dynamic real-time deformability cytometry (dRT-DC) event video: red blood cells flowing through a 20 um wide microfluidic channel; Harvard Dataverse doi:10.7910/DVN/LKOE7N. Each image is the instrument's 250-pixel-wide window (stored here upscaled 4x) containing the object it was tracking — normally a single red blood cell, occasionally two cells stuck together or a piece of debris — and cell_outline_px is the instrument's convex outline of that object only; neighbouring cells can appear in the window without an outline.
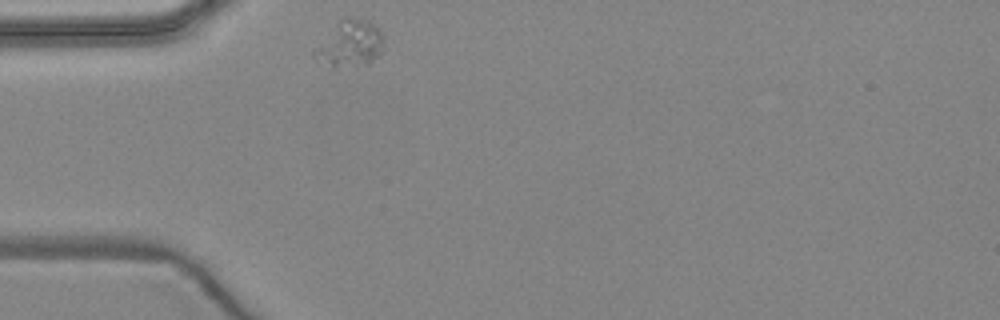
{"species": "common noctule bat (a hibernating species)", "species_latin": "Nyctalus noctula", "temperature_condition": "warm", "stored_images_in_passage": 1, "camera_frame_rate_fps": 3000, "um_per_image_px": 0.085, "animal": {"sex": "female", "body_mass_g": 24.6, "forearm_length_mm": 56.2}, "frame": {"image": 1, "passage_image": 1, "time_ms": 0.0, "image_size_px": [1000, 320], "cell_outline_px": [[384, 48], [380, 56], [368, 64], [332, 68], [316, 60], [312, 56], [312, 48], [344, 16], [348, 16], [368, 20], [380, 32], [384, 40]], "centroid_in_image_um": [29.71, 3.74], "position_along_channel_um": 55.3, "area_um2": 19.19}}